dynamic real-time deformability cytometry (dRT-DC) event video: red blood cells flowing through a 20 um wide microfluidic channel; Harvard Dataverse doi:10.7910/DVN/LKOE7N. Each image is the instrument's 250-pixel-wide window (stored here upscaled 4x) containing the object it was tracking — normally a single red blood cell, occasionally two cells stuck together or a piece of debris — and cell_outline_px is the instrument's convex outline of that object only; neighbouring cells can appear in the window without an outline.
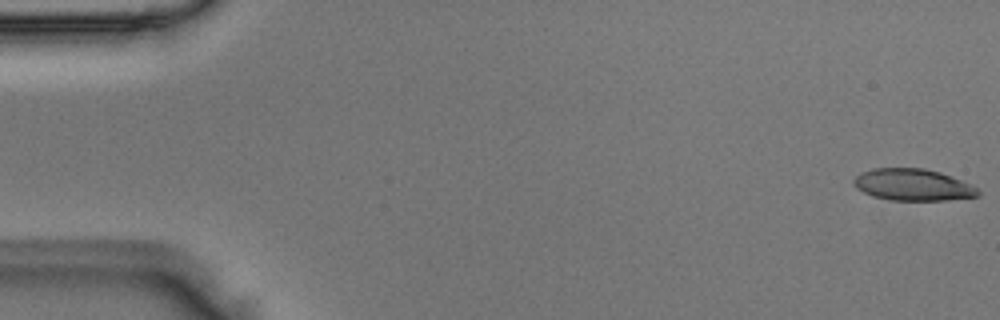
{"species": "Egyptian fruit bat (a non-hibernating species)", "species_latin": "Rousettus aegyptiacus", "temperature_condition": "room temperature", "stored_images_in_passage": 50, "camera_frame_rate_fps": 3000, "um_per_image_px": 0.085, "animal": {"sex": "male"}, "frame": {"image": 1, "passage_image": 1, "time_ms": 0.0, "image_size_px": [1000, 320], "cell_outline_px": [[980, 196], [944, 200], [892, 200], [872, 196], [856, 188], [852, 184], [852, 180], [860, 172], [876, 168], [924, 168], [940, 172], [952, 176], [972, 184], [980, 192]], "centroid_in_image_um": [77.59, 15.7], "position_along_channel_um": 7.4, "area_um2": 23.12}}
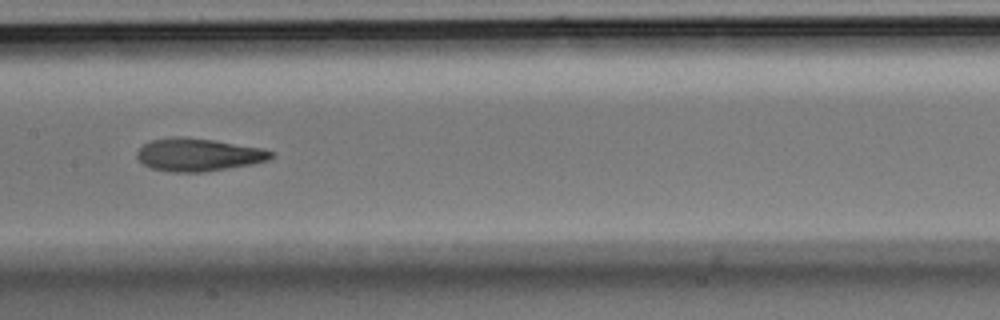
{"frame": {"image": 2, "passage_image": 25, "time_ms": 8.0, "image_size_px": [1000, 320], "cell_outline_px": [[276, 156], [268, 160], [252, 164], [204, 172], [168, 172], [152, 168], [144, 164], [136, 156], [136, 152], [144, 144], [152, 140], [176, 136], [180, 136], [212, 140], [264, 148], [276, 152]], "centroid_in_image_um": [16.9, 13.15], "position_along_channel_um": 190.5, "area_um2": 25.72}}
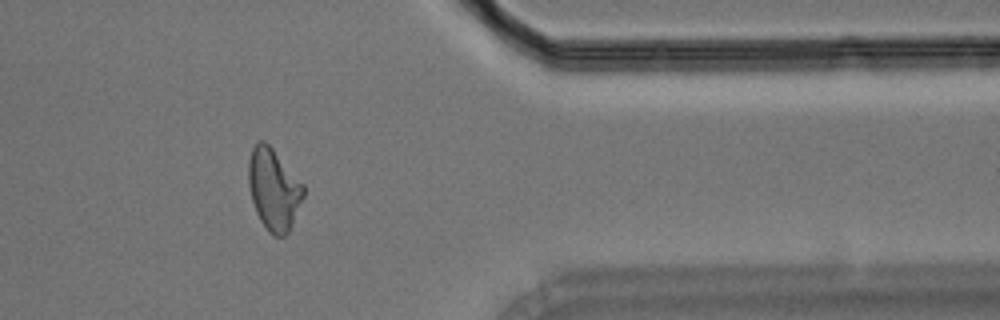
{"frame": {"image": 3, "passage_image": 41, "time_ms": 13.333, "image_size_px": [1000, 320], "cell_outline_px": [[304, 196], [292, 224], [288, 232], [284, 236], [276, 236], [268, 232], [260, 220], [256, 212], [252, 200], [248, 184], [248, 160], [252, 148], [260, 140], [264, 140], [272, 148], [304, 184]], "centroid_in_image_um": [23.26, 16.09], "position_along_channel_um": 388.1, "area_um2": 26.01}}